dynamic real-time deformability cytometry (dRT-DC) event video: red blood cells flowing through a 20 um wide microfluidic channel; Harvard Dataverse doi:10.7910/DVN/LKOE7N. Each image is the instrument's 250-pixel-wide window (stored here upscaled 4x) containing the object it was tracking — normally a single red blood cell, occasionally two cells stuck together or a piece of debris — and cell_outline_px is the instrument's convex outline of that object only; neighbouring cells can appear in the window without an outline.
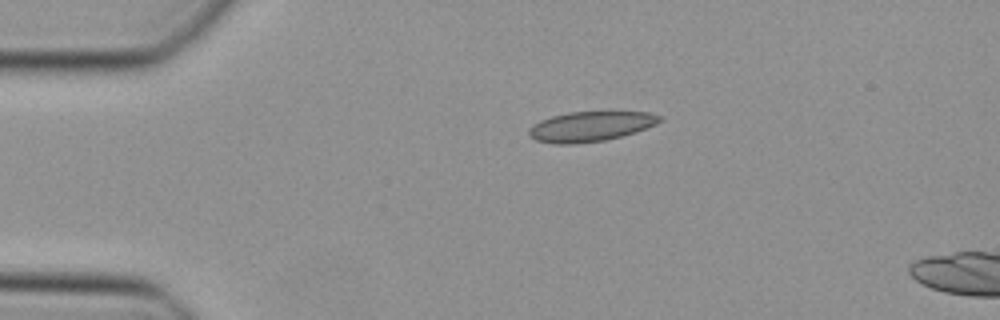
{"species": "Egyptian fruit bat (a non-hibernating species)", "species_latin": "Rousettus aegyptiacus", "temperature_condition": "cold", "stored_images_in_passage": 39, "camera_frame_rate_fps": 3000, "um_per_image_px": 0.085, "animal": {"sex": "female"}, "frame": {"image": 1, "passage_image": 1, "time_ms": 0.0, "image_size_px": [1000, 320], "cell_outline_px": [[664, 120], [656, 124], [636, 132], [604, 140], [572, 144], [556, 144], [536, 140], [528, 132], [528, 128], [532, 124], [540, 120], [552, 116], [568, 112], [648, 112], [664, 116]], "centroid_in_image_um": [50.22, 10.73], "position_along_channel_um": 34.8, "area_um2": 22.83}}
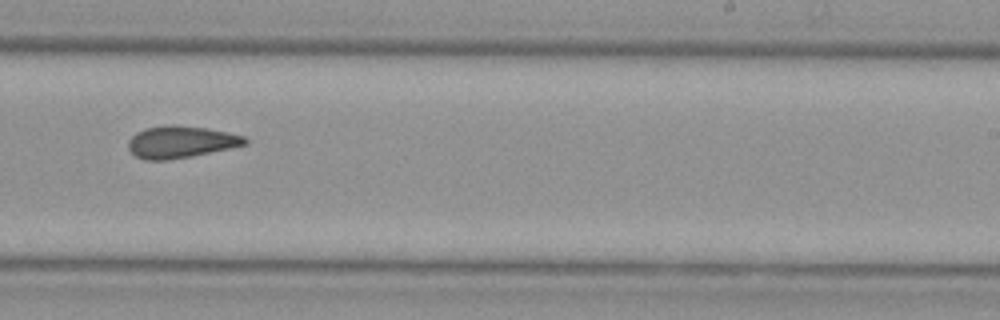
{"frame": {"image": 2, "passage_image": 21, "time_ms": 6.667, "image_size_px": [1000, 320], "cell_outline_px": [[248, 144], [232, 148], [192, 156], [168, 160], [144, 160], [136, 156], [128, 148], [128, 140], [136, 132], [144, 128], [172, 124], [208, 128], [228, 132], [244, 136], [248, 140]], "centroid_in_image_um": [15.38, 12.06], "position_along_channel_um": 273.6, "area_um2": 21.96}}
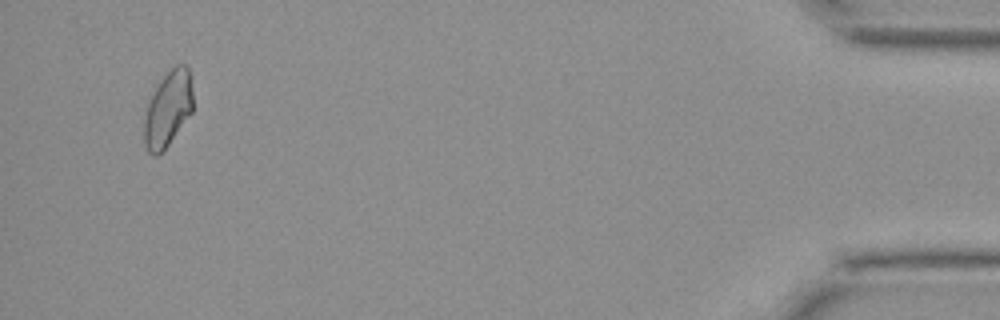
{"frame": {"image": 3, "passage_image": 37, "time_ms": 12.0, "image_size_px": [1000, 320], "cell_outline_px": [[192, 112], [168, 144], [156, 156], [148, 152], [144, 144], [144, 120], [148, 100], [160, 80], [176, 64], [188, 64], [192, 92]], "centroid_in_image_um": [14.26, 9.23], "position_along_channel_um": 420.9, "area_um2": 21.27}}